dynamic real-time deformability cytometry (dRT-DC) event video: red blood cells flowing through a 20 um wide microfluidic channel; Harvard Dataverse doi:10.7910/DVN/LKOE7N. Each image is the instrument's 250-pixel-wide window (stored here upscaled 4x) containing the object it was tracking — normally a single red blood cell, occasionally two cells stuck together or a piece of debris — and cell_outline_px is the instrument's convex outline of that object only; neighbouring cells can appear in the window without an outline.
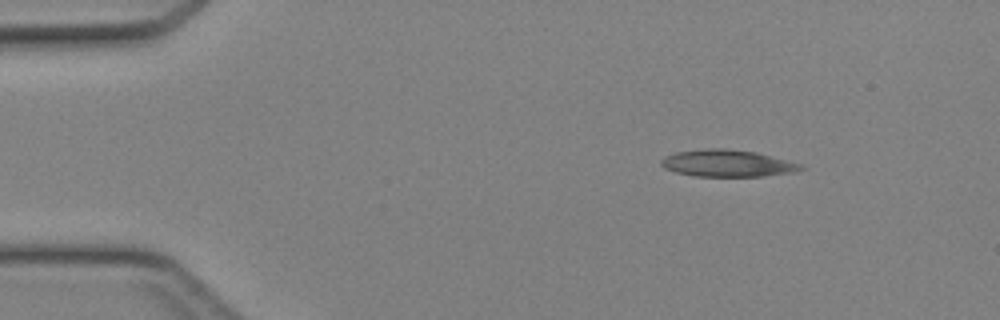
{"species": "Egyptian fruit bat (a non-hibernating species)", "species_latin": "Rousettus aegyptiacus", "temperature_condition": "cold", "stored_images_in_passage": 40, "camera_frame_rate_fps": 3000, "um_per_image_px": 0.085, "animal": {"sex": "female"}, "frame": {"image": 1, "passage_image": 1, "time_ms": 0.0, "image_size_px": [1000, 320], "cell_outline_px": [[804, 168], [800, 172], [764, 176], [696, 176], [676, 172], [664, 168], [660, 164], [660, 160], [664, 156], [676, 152], [704, 148], [724, 148], [756, 152], [804, 164]], "centroid_in_image_um": [61.87, 13.88], "position_along_channel_um": 23.1, "area_um2": 22.2}}
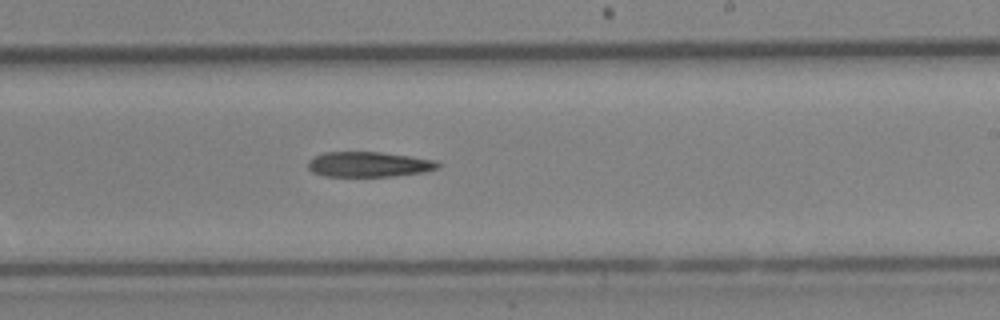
{"frame": {"image": 2, "passage_image": 22, "time_ms": 7.0, "image_size_px": [1000, 320], "cell_outline_px": [[440, 168], [424, 172], [392, 176], [324, 176], [312, 172], [308, 168], [308, 160], [324, 152], [380, 152], [436, 160], [440, 164]], "centroid_in_image_um": [31.35, 13.97], "position_along_channel_um": 257.7, "area_um2": 19.02}}
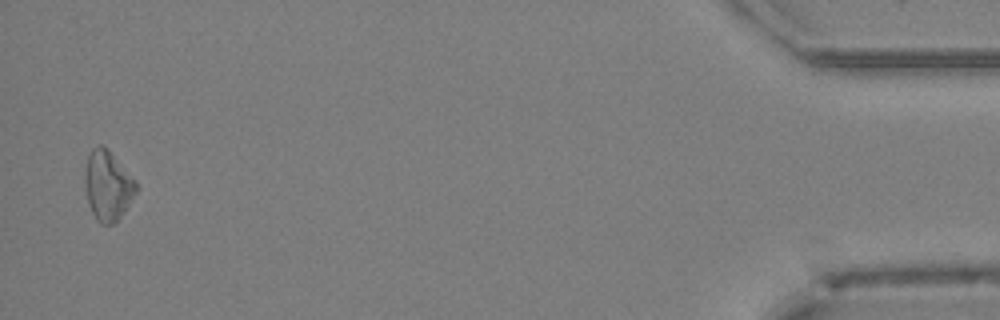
{"frame": {"image": 3, "passage_image": 39, "time_ms": 12.667, "image_size_px": [1000, 320], "cell_outline_px": [[140, 188], [116, 220], [112, 224], [100, 224], [96, 220], [88, 204], [84, 180], [84, 172], [88, 156], [92, 148], [100, 144], [104, 144], [108, 148], [136, 180]], "centroid_in_image_um": [9.15, 15.73], "position_along_channel_um": 426.0, "area_um2": 20.98}}